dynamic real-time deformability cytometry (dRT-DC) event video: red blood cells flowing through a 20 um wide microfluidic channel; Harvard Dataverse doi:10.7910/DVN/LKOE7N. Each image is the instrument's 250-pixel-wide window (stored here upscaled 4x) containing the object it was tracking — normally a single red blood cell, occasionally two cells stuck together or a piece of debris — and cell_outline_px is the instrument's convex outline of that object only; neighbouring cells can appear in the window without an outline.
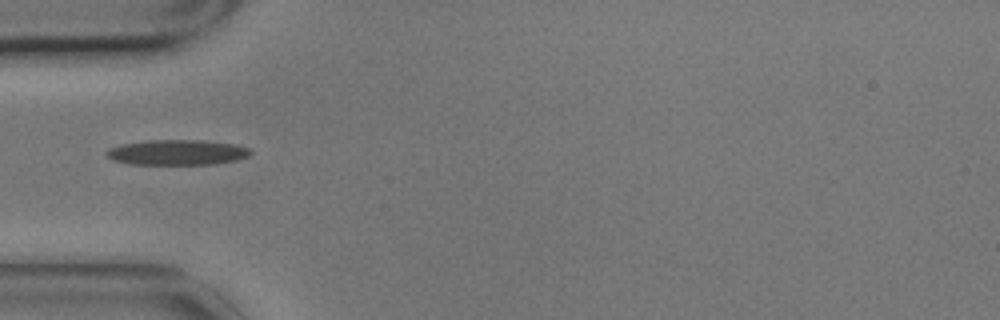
{"species": "common noctule bat (a hibernating species)", "species_latin": "Nyctalus noctula", "temperature_condition": "cold", "stored_images_in_passage": 8, "camera_frame_rate_fps": 3000, "um_per_image_px": 0.085, "animal": {"sex": "male", "body_mass_g": 17.9}, "frame": {"image": 1, "passage_image": 5, "time_ms": 1.333, "image_size_px": [1000, 320], "cell_outline_px": [[252, 152], [248, 156], [236, 160], [212, 164], [132, 164], [112, 160], [104, 152], [108, 148], [120, 144], [148, 140], [200, 140], [236, 144], [248, 148]], "centroid_in_image_um": [15.02, 12.94], "position_along_channel_um": 70.0, "area_um2": 21.21}}